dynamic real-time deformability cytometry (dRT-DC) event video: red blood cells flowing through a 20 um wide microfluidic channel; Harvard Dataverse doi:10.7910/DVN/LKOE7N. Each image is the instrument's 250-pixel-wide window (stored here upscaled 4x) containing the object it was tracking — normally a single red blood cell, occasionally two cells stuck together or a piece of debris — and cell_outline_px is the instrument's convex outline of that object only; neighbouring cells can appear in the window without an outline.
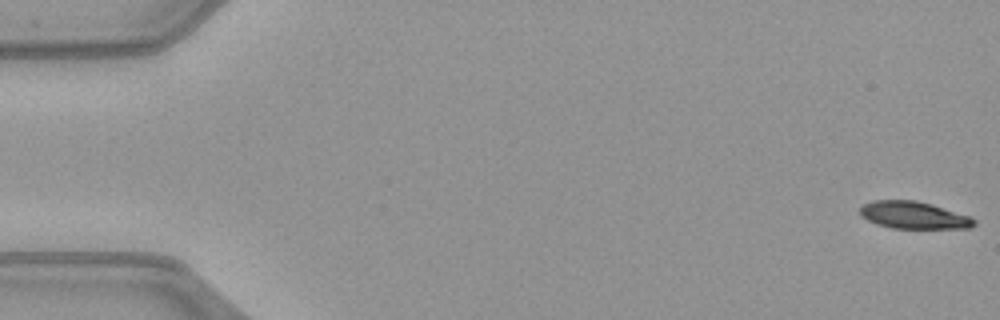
{"species": "common noctule bat (a hibernating species)", "species_latin": "Nyctalus noctula", "temperature_condition": "warm", "stored_images_in_passage": 51, "camera_frame_rate_fps": 3000, "um_per_image_px": 0.085, "animal": {"sex": "female", "body_mass_g": 21.9}, "frame": {"image": 1, "passage_image": 1, "time_ms": 0.0, "image_size_px": [1000, 320], "cell_outline_px": [[976, 224], [972, 228], [892, 228], [876, 224], [860, 216], [860, 208], [864, 204], [872, 200], [916, 200], [932, 204], [972, 216], [976, 220]], "centroid_in_image_um": [77.69, 18.29], "position_along_channel_um": 7.3, "area_um2": 18.32}}
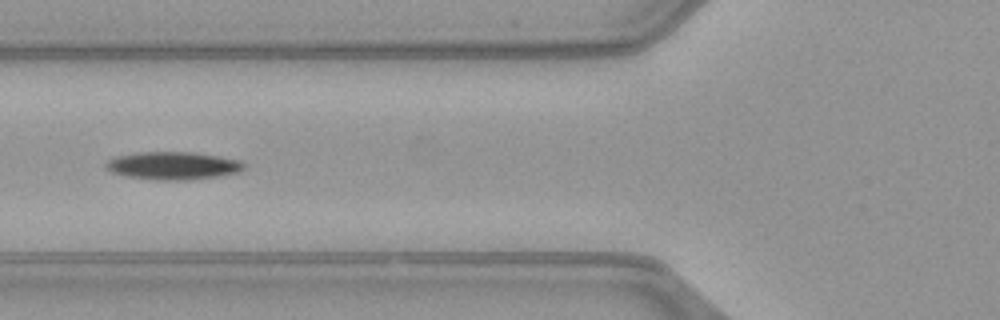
{"frame": {"image": 2, "passage_image": 20, "time_ms": 6.333, "image_size_px": [1000, 320], "cell_outline_px": [[244, 168], [236, 172], [220, 176], [188, 180], [156, 180], [128, 176], [112, 172], [104, 164], [108, 160], [116, 156], [140, 152], [192, 152], [240, 160], [244, 164]], "centroid_in_image_um": [14.7, 14.08], "position_along_channel_um": 111.1, "area_um2": 22.14}}
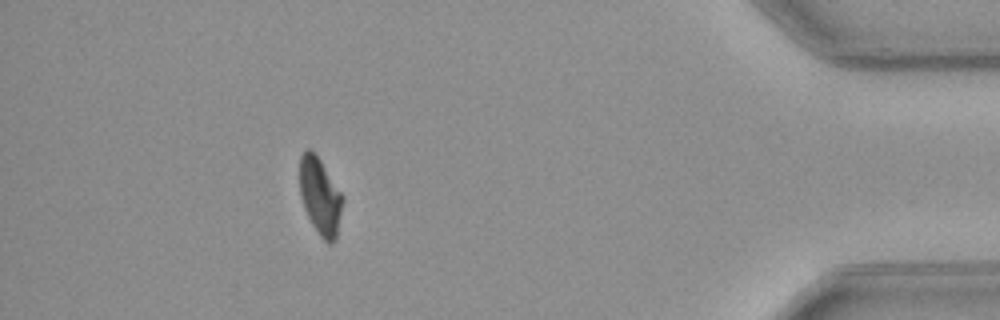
{"frame": {"image": 3, "passage_image": 46, "time_ms": 15.0, "image_size_px": [1000, 320], "cell_outline_px": [[344, 200], [336, 240], [332, 244], [328, 244], [320, 236], [312, 224], [304, 208], [300, 196], [300, 156], [304, 148], [312, 148], [344, 196]], "centroid_in_image_um": [27.22, 16.68], "position_along_channel_um": 408.0, "area_um2": 19.54}, "authors_computed_cell_mechanics": {"area_um2": 20.7502, "velocity_mm_per_s": 4.0676, "shape_relaxation_time_tau1_ms": 3.408, "shape_relaxation_time_tau2_ms": null, "deformation_change_tau1": 0.1467, "deformation_change_tau2": null}}